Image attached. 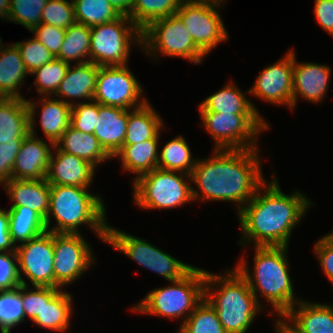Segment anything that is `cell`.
Wrapping results in <instances>:
<instances>
[{
    "instance_id": "1",
    "label": "cell",
    "mask_w": 333,
    "mask_h": 333,
    "mask_svg": "<svg viewBox=\"0 0 333 333\" xmlns=\"http://www.w3.org/2000/svg\"><path fill=\"white\" fill-rule=\"evenodd\" d=\"M260 149H213L208 158L197 159L191 173L194 201L232 202L239 212L265 183Z\"/></svg>"
},
{
    "instance_id": "2",
    "label": "cell",
    "mask_w": 333,
    "mask_h": 333,
    "mask_svg": "<svg viewBox=\"0 0 333 333\" xmlns=\"http://www.w3.org/2000/svg\"><path fill=\"white\" fill-rule=\"evenodd\" d=\"M278 182L273 173L272 181L265 182L237 212L242 234L240 245L289 246L292 231L314 203L298 190L283 193Z\"/></svg>"
},
{
    "instance_id": "3",
    "label": "cell",
    "mask_w": 333,
    "mask_h": 333,
    "mask_svg": "<svg viewBox=\"0 0 333 333\" xmlns=\"http://www.w3.org/2000/svg\"><path fill=\"white\" fill-rule=\"evenodd\" d=\"M287 246L254 247L253 272L242 256L234 266L247 280L258 304L263 308L259 298L266 300L273 310L269 315L287 313L293 305L301 300L294 293L293 281L290 276ZM288 259V260H287ZM259 295V296H258Z\"/></svg>"
},
{
    "instance_id": "4",
    "label": "cell",
    "mask_w": 333,
    "mask_h": 333,
    "mask_svg": "<svg viewBox=\"0 0 333 333\" xmlns=\"http://www.w3.org/2000/svg\"><path fill=\"white\" fill-rule=\"evenodd\" d=\"M89 189L50 185L49 209L45 219L47 231L80 234V227L85 224L106 244L108 221L105 202ZM52 217L56 224L51 227Z\"/></svg>"
},
{
    "instance_id": "5",
    "label": "cell",
    "mask_w": 333,
    "mask_h": 333,
    "mask_svg": "<svg viewBox=\"0 0 333 333\" xmlns=\"http://www.w3.org/2000/svg\"><path fill=\"white\" fill-rule=\"evenodd\" d=\"M233 268L223 275L205 270L204 298L216 310L227 333H246L263 309L247 280Z\"/></svg>"
},
{
    "instance_id": "6",
    "label": "cell",
    "mask_w": 333,
    "mask_h": 333,
    "mask_svg": "<svg viewBox=\"0 0 333 333\" xmlns=\"http://www.w3.org/2000/svg\"><path fill=\"white\" fill-rule=\"evenodd\" d=\"M148 292L131 311L170 319L183 324L204 299L205 269L193 267L181 279Z\"/></svg>"
},
{
    "instance_id": "7",
    "label": "cell",
    "mask_w": 333,
    "mask_h": 333,
    "mask_svg": "<svg viewBox=\"0 0 333 333\" xmlns=\"http://www.w3.org/2000/svg\"><path fill=\"white\" fill-rule=\"evenodd\" d=\"M132 185L135 205L144 210H167L194 202L191 176L182 172L156 168Z\"/></svg>"
},
{
    "instance_id": "8",
    "label": "cell",
    "mask_w": 333,
    "mask_h": 333,
    "mask_svg": "<svg viewBox=\"0 0 333 333\" xmlns=\"http://www.w3.org/2000/svg\"><path fill=\"white\" fill-rule=\"evenodd\" d=\"M199 113L201 125L214 141L213 149L259 148V135L270 128L259 114Z\"/></svg>"
},
{
    "instance_id": "9",
    "label": "cell",
    "mask_w": 333,
    "mask_h": 333,
    "mask_svg": "<svg viewBox=\"0 0 333 333\" xmlns=\"http://www.w3.org/2000/svg\"><path fill=\"white\" fill-rule=\"evenodd\" d=\"M141 50L149 57H180L191 63L201 64L207 57L193 42L192 36L175 13L151 22L141 31Z\"/></svg>"
},
{
    "instance_id": "10",
    "label": "cell",
    "mask_w": 333,
    "mask_h": 333,
    "mask_svg": "<svg viewBox=\"0 0 333 333\" xmlns=\"http://www.w3.org/2000/svg\"><path fill=\"white\" fill-rule=\"evenodd\" d=\"M90 29V62L98 66H126L132 43L141 48V30L127 15Z\"/></svg>"
},
{
    "instance_id": "11",
    "label": "cell",
    "mask_w": 333,
    "mask_h": 333,
    "mask_svg": "<svg viewBox=\"0 0 333 333\" xmlns=\"http://www.w3.org/2000/svg\"><path fill=\"white\" fill-rule=\"evenodd\" d=\"M107 243L139 266L155 272L169 282L181 279L194 267L162 251L147 240L116 229L109 224Z\"/></svg>"
},
{
    "instance_id": "12",
    "label": "cell",
    "mask_w": 333,
    "mask_h": 333,
    "mask_svg": "<svg viewBox=\"0 0 333 333\" xmlns=\"http://www.w3.org/2000/svg\"><path fill=\"white\" fill-rule=\"evenodd\" d=\"M226 0H184L176 14L192 36L195 45L207 56L226 42L228 32L219 9Z\"/></svg>"
},
{
    "instance_id": "13",
    "label": "cell",
    "mask_w": 333,
    "mask_h": 333,
    "mask_svg": "<svg viewBox=\"0 0 333 333\" xmlns=\"http://www.w3.org/2000/svg\"><path fill=\"white\" fill-rule=\"evenodd\" d=\"M85 239L81 233H53L54 288L74 284L95 265L92 247Z\"/></svg>"
},
{
    "instance_id": "14",
    "label": "cell",
    "mask_w": 333,
    "mask_h": 333,
    "mask_svg": "<svg viewBox=\"0 0 333 333\" xmlns=\"http://www.w3.org/2000/svg\"><path fill=\"white\" fill-rule=\"evenodd\" d=\"M128 66H99L93 101L102 105L134 109L145 104L144 88Z\"/></svg>"
},
{
    "instance_id": "15",
    "label": "cell",
    "mask_w": 333,
    "mask_h": 333,
    "mask_svg": "<svg viewBox=\"0 0 333 333\" xmlns=\"http://www.w3.org/2000/svg\"><path fill=\"white\" fill-rule=\"evenodd\" d=\"M15 252L21 284L28 285L26 277L32 286L54 287L53 232L45 231L18 245Z\"/></svg>"
},
{
    "instance_id": "16",
    "label": "cell",
    "mask_w": 333,
    "mask_h": 333,
    "mask_svg": "<svg viewBox=\"0 0 333 333\" xmlns=\"http://www.w3.org/2000/svg\"><path fill=\"white\" fill-rule=\"evenodd\" d=\"M293 65L294 49H289L276 63L265 67L246 92L271 105H284L294 111Z\"/></svg>"
},
{
    "instance_id": "17",
    "label": "cell",
    "mask_w": 333,
    "mask_h": 333,
    "mask_svg": "<svg viewBox=\"0 0 333 333\" xmlns=\"http://www.w3.org/2000/svg\"><path fill=\"white\" fill-rule=\"evenodd\" d=\"M46 181L50 185L91 187L96 167L73 154L66 153L54 146Z\"/></svg>"
},
{
    "instance_id": "18",
    "label": "cell",
    "mask_w": 333,
    "mask_h": 333,
    "mask_svg": "<svg viewBox=\"0 0 333 333\" xmlns=\"http://www.w3.org/2000/svg\"><path fill=\"white\" fill-rule=\"evenodd\" d=\"M41 102V115L39 125L42 128L44 136L48 141L56 143L62 134L70 126L72 106L56 99L53 96L41 97L39 101L26 99V104L29 112V132L37 137L36 133V117L37 104Z\"/></svg>"
},
{
    "instance_id": "19",
    "label": "cell",
    "mask_w": 333,
    "mask_h": 333,
    "mask_svg": "<svg viewBox=\"0 0 333 333\" xmlns=\"http://www.w3.org/2000/svg\"><path fill=\"white\" fill-rule=\"evenodd\" d=\"M294 51L293 109L300 98L312 103L323 102L329 88L331 67L314 62H298Z\"/></svg>"
},
{
    "instance_id": "20",
    "label": "cell",
    "mask_w": 333,
    "mask_h": 333,
    "mask_svg": "<svg viewBox=\"0 0 333 333\" xmlns=\"http://www.w3.org/2000/svg\"><path fill=\"white\" fill-rule=\"evenodd\" d=\"M30 133L22 140V145L12 168V179L46 178L50 158L55 144ZM48 142V144H47Z\"/></svg>"
},
{
    "instance_id": "21",
    "label": "cell",
    "mask_w": 333,
    "mask_h": 333,
    "mask_svg": "<svg viewBox=\"0 0 333 333\" xmlns=\"http://www.w3.org/2000/svg\"><path fill=\"white\" fill-rule=\"evenodd\" d=\"M98 73L99 66L90 61L82 64H70L64 79L53 97L71 106L77 103L93 101ZM77 98L79 101L75 103L74 101ZM72 99L75 100L72 101ZM80 99L82 100L81 102Z\"/></svg>"
},
{
    "instance_id": "22",
    "label": "cell",
    "mask_w": 333,
    "mask_h": 333,
    "mask_svg": "<svg viewBox=\"0 0 333 333\" xmlns=\"http://www.w3.org/2000/svg\"><path fill=\"white\" fill-rule=\"evenodd\" d=\"M73 297L61 288L43 286V309L32 321L34 325L64 333L70 328Z\"/></svg>"
},
{
    "instance_id": "23",
    "label": "cell",
    "mask_w": 333,
    "mask_h": 333,
    "mask_svg": "<svg viewBox=\"0 0 333 333\" xmlns=\"http://www.w3.org/2000/svg\"><path fill=\"white\" fill-rule=\"evenodd\" d=\"M127 123L128 109L99 104L93 135L112 158L124 145Z\"/></svg>"
},
{
    "instance_id": "24",
    "label": "cell",
    "mask_w": 333,
    "mask_h": 333,
    "mask_svg": "<svg viewBox=\"0 0 333 333\" xmlns=\"http://www.w3.org/2000/svg\"><path fill=\"white\" fill-rule=\"evenodd\" d=\"M10 207L24 206L46 219L49 209L50 184L43 179H10L3 185Z\"/></svg>"
},
{
    "instance_id": "25",
    "label": "cell",
    "mask_w": 333,
    "mask_h": 333,
    "mask_svg": "<svg viewBox=\"0 0 333 333\" xmlns=\"http://www.w3.org/2000/svg\"><path fill=\"white\" fill-rule=\"evenodd\" d=\"M29 73L15 44L0 45V98L26 99L19 91ZM24 97V98H23Z\"/></svg>"
},
{
    "instance_id": "26",
    "label": "cell",
    "mask_w": 333,
    "mask_h": 333,
    "mask_svg": "<svg viewBox=\"0 0 333 333\" xmlns=\"http://www.w3.org/2000/svg\"><path fill=\"white\" fill-rule=\"evenodd\" d=\"M29 133L26 99L0 98V144L22 142Z\"/></svg>"
},
{
    "instance_id": "27",
    "label": "cell",
    "mask_w": 333,
    "mask_h": 333,
    "mask_svg": "<svg viewBox=\"0 0 333 333\" xmlns=\"http://www.w3.org/2000/svg\"><path fill=\"white\" fill-rule=\"evenodd\" d=\"M164 119L147 101L138 108L128 109L127 131L124 145H134L148 139H159Z\"/></svg>"
},
{
    "instance_id": "28",
    "label": "cell",
    "mask_w": 333,
    "mask_h": 333,
    "mask_svg": "<svg viewBox=\"0 0 333 333\" xmlns=\"http://www.w3.org/2000/svg\"><path fill=\"white\" fill-rule=\"evenodd\" d=\"M233 81L211 94L199 105V112H218L230 114H259L258 108Z\"/></svg>"
},
{
    "instance_id": "29",
    "label": "cell",
    "mask_w": 333,
    "mask_h": 333,
    "mask_svg": "<svg viewBox=\"0 0 333 333\" xmlns=\"http://www.w3.org/2000/svg\"><path fill=\"white\" fill-rule=\"evenodd\" d=\"M287 314L303 333H333V304L301 299Z\"/></svg>"
},
{
    "instance_id": "30",
    "label": "cell",
    "mask_w": 333,
    "mask_h": 333,
    "mask_svg": "<svg viewBox=\"0 0 333 333\" xmlns=\"http://www.w3.org/2000/svg\"><path fill=\"white\" fill-rule=\"evenodd\" d=\"M55 146L61 151L88 161L96 168L112 158L93 134L81 132L71 125L55 143Z\"/></svg>"
},
{
    "instance_id": "31",
    "label": "cell",
    "mask_w": 333,
    "mask_h": 333,
    "mask_svg": "<svg viewBox=\"0 0 333 333\" xmlns=\"http://www.w3.org/2000/svg\"><path fill=\"white\" fill-rule=\"evenodd\" d=\"M159 139H148L134 145H123L113 157L120 159L124 171L139 176L158 168Z\"/></svg>"
},
{
    "instance_id": "32",
    "label": "cell",
    "mask_w": 333,
    "mask_h": 333,
    "mask_svg": "<svg viewBox=\"0 0 333 333\" xmlns=\"http://www.w3.org/2000/svg\"><path fill=\"white\" fill-rule=\"evenodd\" d=\"M7 210L9 233L15 247L47 231L45 219L36 211L24 206L10 207Z\"/></svg>"
},
{
    "instance_id": "33",
    "label": "cell",
    "mask_w": 333,
    "mask_h": 333,
    "mask_svg": "<svg viewBox=\"0 0 333 333\" xmlns=\"http://www.w3.org/2000/svg\"><path fill=\"white\" fill-rule=\"evenodd\" d=\"M91 29L90 27L75 22L66 29L64 42L62 43L56 59L66 63L82 64L90 61ZM88 58V59H87Z\"/></svg>"
},
{
    "instance_id": "34",
    "label": "cell",
    "mask_w": 333,
    "mask_h": 333,
    "mask_svg": "<svg viewBox=\"0 0 333 333\" xmlns=\"http://www.w3.org/2000/svg\"><path fill=\"white\" fill-rule=\"evenodd\" d=\"M197 162L183 135H177L165 143L158 155V168L167 171H178L191 175Z\"/></svg>"
},
{
    "instance_id": "35",
    "label": "cell",
    "mask_w": 333,
    "mask_h": 333,
    "mask_svg": "<svg viewBox=\"0 0 333 333\" xmlns=\"http://www.w3.org/2000/svg\"><path fill=\"white\" fill-rule=\"evenodd\" d=\"M184 0H132L128 17L142 31L151 22L173 15Z\"/></svg>"
},
{
    "instance_id": "36",
    "label": "cell",
    "mask_w": 333,
    "mask_h": 333,
    "mask_svg": "<svg viewBox=\"0 0 333 333\" xmlns=\"http://www.w3.org/2000/svg\"><path fill=\"white\" fill-rule=\"evenodd\" d=\"M75 20L88 27L118 19L122 14L107 0H72Z\"/></svg>"
},
{
    "instance_id": "37",
    "label": "cell",
    "mask_w": 333,
    "mask_h": 333,
    "mask_svg": "<svg viewBox=\"0 0 333 333\" xmlns=\"http://www.w3.org/2000/svg\"><path fill=\"white\" fill-rule=\"evenodd\" d=\"M176 333H227L216 310L204 298Z\"/></svg>"
},
{
    "instance_id": "38",
    "label": "cell",
    "mask_w": 333,
    "mask_h": 333,
    "mask_svg": "<svg viewBox=\"0 0 333 333\" xmlns=\"http://www.w3.org/2000/svg\"><path fill=\"white\" fill-rule=\"evenodd\" d=\"M69 66V63L55 58L29 74L36 76L33 84L41 97L55 95Z\"/></svg>"
},
{
    "instance_id": "39",
    "label": "cell",
    "mask_w": 333,
    "mask_h": 333,
    "mask_svg": "<svg viewBox=\"0 0 333 333\" xmlns=\"http://www.w3.org/2000/svg\"><path fill=\"white\" fill-rule=\"evenodd\" d=\"M25 322L20 285L14 290L0 291V331L11 333L12 328Z\"/></svg>"
},
{
    "instance_id": "40",
    "label": "cell",
    "mask_w": 333,
    "mask_h": 333,
    "mask_svg": "<svg viewBox=\"0 0 333 333\" xmlns=\"http://www.w3.org/2000/svg\"><path fill=\"white\" fill-rule=\"evenodd\" d=\"M48 0H11L8 22L25 27L29 32L41 24L42 11Z\"/></svg>"
},
{
    "instance_id": "41",
    "label": "cell",
    "mask_w": 333,
    "mask_h": 333,
    "mask_svg": "<svg viewBox=\"0 0 333 333\" xmlns=\"http://www.w3.org/2000/svg\"><path fill=\"white\" fill-rule=\"evenodd\" d=\"M20 52L24 66L30 74L56 57L36 38L14 43Z\"/></svg>"
},
{
    "instance_id": "42",
    "label": "cell",
    "mask_w": 333,
    "mask_h": 333,
    "mask_svg": "<svg viewBox=\"0 0 333 333\" xmlns=\"http://www.w3.org/2000/svg\"><path fill=\"white\" fill-rule=\"evenodd\" d=\"M76 22L72 0H48L42 11L41 23L69 28Z\"/></svg>"
},
{
    "instance_id": "43",
    "label": "cell",
    "mask_w": 333,
    "mask_h": 333,
    "mask_svg": "<svg viewBox=\"0 0 333 333\" xmlns=\"http://www.w3.org/2000/svg\"><path fill=\"white\" fill-rule=\"evenodd\" d=\"M99 116V103L95 101L77 103L72 106L70 125L84 133L93 134Z\"/></svg>"
},
{
    "instance_id": "44",
    "label": "cell",
    "mask_w": 333,
    "mask_h": 333,
    "mask_svg": "<svg viewBox=\"0 0 333 333\" xmlns=\"http://www.w3.org/2000/svg\"><path fill=\"white\" fill-rule=\"evenodd\" d=\"M20 284L16 252H0V291L14 290Z\"/></svg>"
},
{
    "instance_id": "45",
    "label": "cell",
    "mask_w": 333,
    "mask_h": 333,
    "mask_svg": "<svg viewBox=\"0 0 333 333\" xmlns=\"http://www.w3.org/2000/svg\"><path fill=\"white\" fill-rule=\"evenodd\" d=\"M30 32L34 38L40 41L55 57L59 54L64 42L66 30L61 27L41 23Z\"/></svg>"
},
{
    "instance_id": "46",
    "label": "cell",
    "mask_w": 333,
    "mask_h": 333,
    "mask_svg": "<svg viewBox=\"0 0 333 333\" xmlns=\"http://www.w3.org/2000/svg\"><path fill=\"white\" fill-rule=\"evenodd\" d=\"M314 244V253L323 269L322 271L333 285V231L322 236Z\"/></svg>"
},
{
    "instance_id": "47",
    "label": "cell",
    "mask_w": 333,
    "mask_h": 333,
    "mask_svg": "<svg viewBox=\"0 0 333 333\" xmlns=\"http://www.w3.org/2000/svg\"><path fill=\"white\" fill-rule=\"evenodd\" d=\"M28 285L20 284V295L24 309V316L33 321L43 309V286H33L31 290Z\"/></svg>"
},
{
    "instance_id": "48",
    "label": "cell",
    "mask_w": 333,
    "mask_h": 333,
    "mask_svg": "<svg viewBox=\"0 0 333 333\" xmlns=\"http://www.w3.org/2000/svg\"><path fill=\"white\" fill-rule=\"evenodd\" d=\"M22 142L0 144V186L12 178V168Z\"/></svg>"
},
{
    "instance_id": "49",
    "label": "cell",
    "mask_w": 333,
    "mask_h": 333,
    "mask_svg": "<svg viewBox=\"0 0 333 333\" xmlns=\"http://www.w3.org/2000/svg\"><path fill=\"white\" fill-rule=\"evenodd\" d=\"M314 16L320 27L333 37V0H315Z\"/></svg>"
},
{
    "instance_id": "50",
    "label": "cell",
    "mask_w": 333,
    "mask_h": 333,
    "mask_svg": "<svg viewBox=\"0 0 333 333\" xmlns=\"http://www.w3.org/2000/svg\"><path fill=\"white\" fill-rule=\"evenodd\" d=\"M9 233V212L0 208V252H15Z\"/></svg>"
},
{
    "instance_id": "51",
    "label": "cell",
    "mask_w": 333,
    "mask_h": 333,
    "mask_svg": "<svg viewBox=\"0 0 333 333\" xmlns=\"http://www.w3.org/2000/svg\"><path fill=\"white\" fill-rule=\"evenodd\" d=\"M274 315L277 316L274 325L276 333H303L302 329L287 313Z\"/></svg>"
},
{
    "instance_id": "52",
    "label": "cell",
    "mask_w": 333,
    "mask_h": 333,
    "mask_svg": "<svg viewBox=\"0 0 333 333\" xmlns=\"http://www.w3.org/2000/svg\"><path fill=\"white\" fill-rule=\"evenodd\" d=\"M113 7H115L122 15L129 13V8L132 0H107Z\"/></svg>"
},
{
    "instance_id": "53",
    "label": "cell",
    "mask_w": 333,
    "mask_h": 333,
    "mask_svg": "<svg viewBox=\"0 0 333 333\" xmlns=\"http://www.w3.org/2000/svg\"><path fill=\"white\" fill-rule=\"evenodd\" d=\"M11 0H0V19L8 22V14Z\"/></svg>"
}]
</instances>
